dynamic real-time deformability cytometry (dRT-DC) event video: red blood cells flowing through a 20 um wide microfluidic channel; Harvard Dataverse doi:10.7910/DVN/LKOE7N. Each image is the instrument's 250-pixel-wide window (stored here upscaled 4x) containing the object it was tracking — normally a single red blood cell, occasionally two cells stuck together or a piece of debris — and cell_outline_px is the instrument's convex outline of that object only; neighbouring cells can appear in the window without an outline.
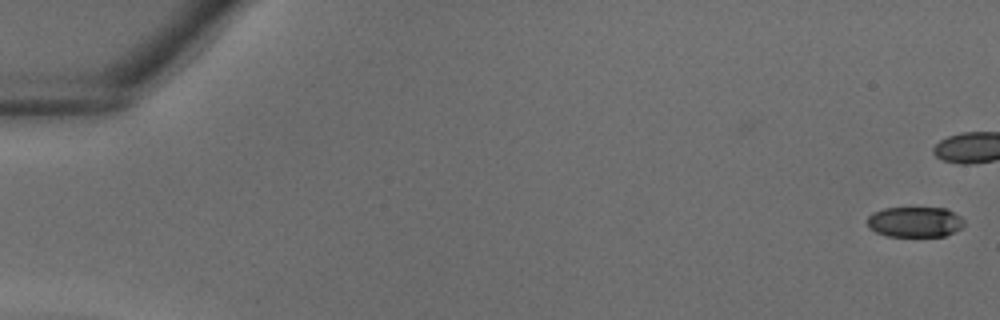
{"species": "common noctule bat (a hibernating species)", "species_latin": "Nyctalus noctula", "temperature_condition": "warm", "stored_images_in_passage": 31, "camera_frame_rate_fps": 3000, "um_per_image_px": 0.085, "animal": {"sex": "male", "body_mass_g": 18.8}, "frame": {"image": 1, "passage_image": 1, "time_ms": 0.0, "image_size_px": [1000, 320], "cell_outline_px": [[964, 224], [960, 228], [944, 236], [888, 236], [876, 232], [868, 228], [868, 216], [872, 212], [884, 208], [948, 208], [960, 216], [964, 220]], "centroid_in_image_um": [77.75, 18.85], "position_along_channel_um": 7.2, "area_um2": 17.17}}
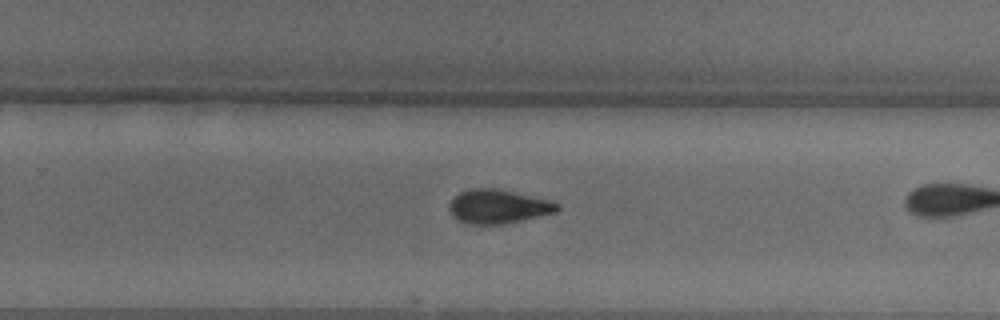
{"frame": {"image": 2, "passage_image": 26, "time_ms": 8.333, "image_size_px": [1000, 320], "cell_outline_px": [[560, 208], [556, 212], [504, 224], [468, 224], [456, 220], [452, 216], [448, 208], [448, 204], [460, 192], [468, 188], [496, 188], [552, 200], [560, 204]], "centroid_in_image_um": [42.33, 17.55], "position_along_channel_um": 287.5, "area_um2": 21.56}}